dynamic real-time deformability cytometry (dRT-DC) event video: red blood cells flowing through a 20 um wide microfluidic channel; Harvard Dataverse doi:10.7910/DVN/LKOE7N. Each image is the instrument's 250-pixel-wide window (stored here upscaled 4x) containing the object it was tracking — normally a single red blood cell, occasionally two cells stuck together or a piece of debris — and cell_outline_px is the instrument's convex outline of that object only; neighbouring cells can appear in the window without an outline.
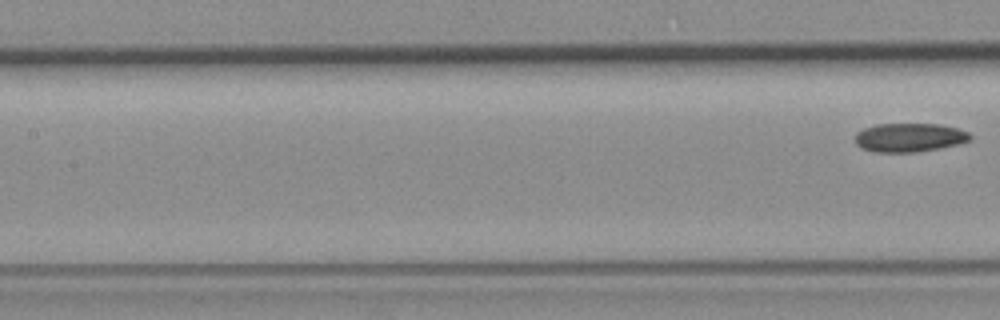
{"species": "common noctule bat (a hibernating species)", "species_latin": "Nyctalus noctula", "temperature_condition": "room temperature", "stored_images_in_passage": 7, "segment_of_instrument_passage": [2, 2], "camera_frame_rate_fps": 3000, "um_per_image_px": 0.085, "animal": {"sex": "female", "body_mass_g": 19.3, "forearm_length_mm": 54.1}, "frame": {"image": 1, "passage_image": 7, "time_ms": 7.333, "image_size_px": [1000, 320], "cell_outline_px": [[972, 136], [968, 140], [956, 144], [940, 148], [916, 152], [876, 152], [860, 148], [856, 144], [856, 132], [864, 128], [876, 124], [940, 124], [956, 128], [968, 132]], "centroid_in_image_um": [77.26, 11.68], "position_along_channel_um": 130.1, "area_um2": 19.19}}